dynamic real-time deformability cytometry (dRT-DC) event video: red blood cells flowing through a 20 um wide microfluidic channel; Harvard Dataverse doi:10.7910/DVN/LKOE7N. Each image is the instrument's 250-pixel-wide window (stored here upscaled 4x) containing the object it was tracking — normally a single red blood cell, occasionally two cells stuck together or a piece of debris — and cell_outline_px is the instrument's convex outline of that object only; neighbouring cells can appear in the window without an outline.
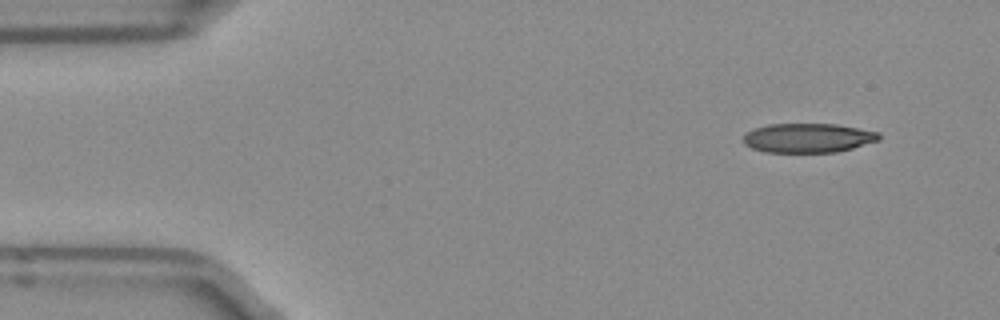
{"species": "Egyptian fruit bat (a non-hibernating species)", "species_latin": "Rousettus aegyptiacus", "temperature_condition": "room temperature", "stored_images_in_passage": 11, "camera_frame_rate_fps": 3000, "um_per_image_px": 0.085, "frame": {"image": 1, "passage_image": 1, "time_ms": 0.0, "image_size_px": [1000, 320], "cell_outline_px": [[880, 140], [852, 148], [836, 152], [764, 152], [752, 148], [744, 144], [744, 136], [748, 132], [756, 128], [768, 124], [836, 124], [880, 132]], "centroid_in_image_um": [68.7, 11.72], "position_along_channel_um": 16.3, "area_um2": 23.06}}